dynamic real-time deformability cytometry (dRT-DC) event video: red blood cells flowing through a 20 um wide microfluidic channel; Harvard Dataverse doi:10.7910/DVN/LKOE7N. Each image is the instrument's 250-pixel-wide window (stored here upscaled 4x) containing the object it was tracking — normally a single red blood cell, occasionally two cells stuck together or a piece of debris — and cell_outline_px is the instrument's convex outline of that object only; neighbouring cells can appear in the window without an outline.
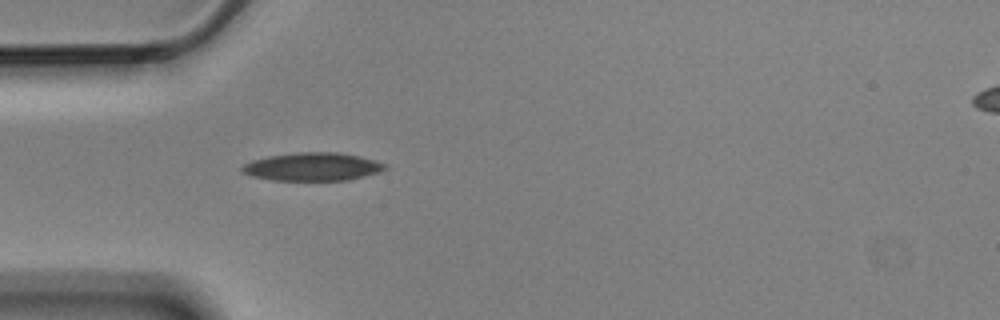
{"species": "Egyptian fruit bat (a non-hibernating species)", "species_latin": "Rousettus aegyptiacus", "temperature_condition": "cold", "stored_images_in_passage": 1, "camera_frame_rate_fps": 3000, "um_per_image_px": 0.085, "animal": {"sex": "male"}, "frame": {"image": 1, "passage_image": 1, "time_ms": 0.0, "image_size_px": [1000, 320], "cell_outline_px": [[388, 168], [380, 172], [348, 180], [272, 180], [252, 176], [240, 172], [240, 168], [244, 164], [252, 160], [268, 156], [296, 152], [336, 152], [356, 156], [372, 160], [384, 164]], "centroid_in_image_um": [26.51, 14.17], "position_along_channel_um": 58.5, "area_um2": 23.29}}